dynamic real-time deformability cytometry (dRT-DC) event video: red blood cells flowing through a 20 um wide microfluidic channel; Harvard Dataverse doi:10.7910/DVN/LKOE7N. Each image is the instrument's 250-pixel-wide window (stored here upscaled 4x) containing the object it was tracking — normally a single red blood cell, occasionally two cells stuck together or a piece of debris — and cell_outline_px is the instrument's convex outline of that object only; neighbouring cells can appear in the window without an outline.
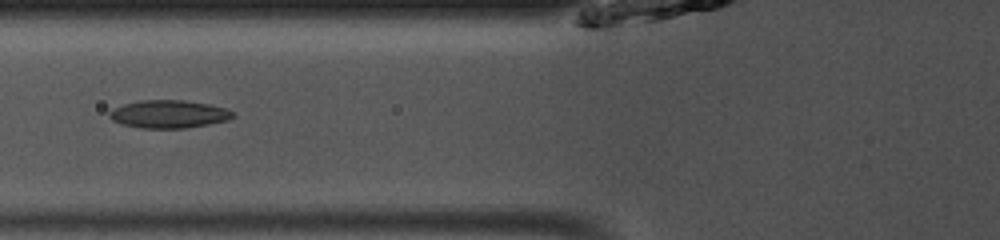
{"species": "common noctule bat (a hibernating species)", "species_latin": "Nyctalus noctula", "temperature_condition": "room temperature", "stored_images_in_passage": 13, "camera_frame_rate_fps": 3000, "um_per_image_px": 0.085, "animal": {"sex": "male", "body_mass_g": 13.0, "forearm_length_mm": 53.1}, "frame": {"image": 1, "passage_image": 11, "time_ms": 3.333, "image_size_px": [1000, 240], "cell_outline_px": [[236, 116], [228, 120], [208, 124], [184, 128], [140, 128], [124, 124], [112, 120], [108, 116], [108, 112], [112, 108], [124, 104], [140, 100], [184, 100], [208, 104], [224, 108], [236, 112]], "centroid_in_image_um": [14.35, 9.69], "position_along_channel_um": 111.5, "area_um2": 20.11}}